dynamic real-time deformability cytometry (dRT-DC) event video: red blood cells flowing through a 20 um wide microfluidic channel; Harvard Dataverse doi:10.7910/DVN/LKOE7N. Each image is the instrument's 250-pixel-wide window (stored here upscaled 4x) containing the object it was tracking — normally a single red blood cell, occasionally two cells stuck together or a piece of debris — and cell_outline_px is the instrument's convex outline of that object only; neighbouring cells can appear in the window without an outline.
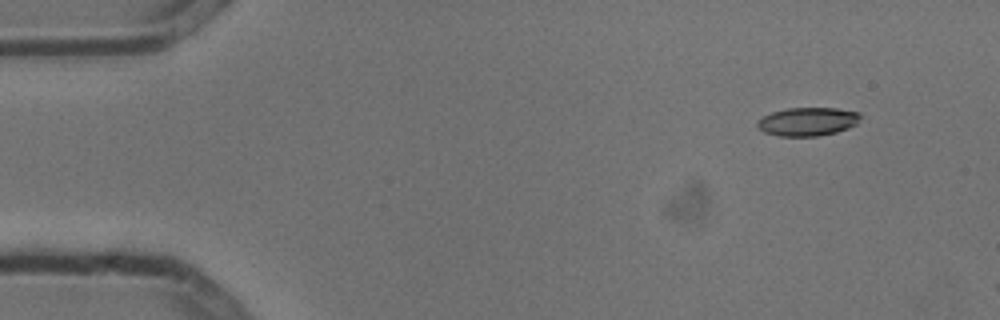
{"species": "common noctule bat (a hibernating species)", "species_latin": "Nyctalus noctula", "temperature_condition": "cold", "stored_images_in_passage": 4, "camera_frame_rate_fps": 3000, "um_per_image_px": 0.085, "animal": {"sex": "male", "body_mass_g": 13.3}, "frame": {"image": 1, "passage_image": 1, "time_ms": 0.0, "image_size_px": [1000, 320], "cell_outline_px": [[860, 116], [856, 124], [848, 128], [836, 132], [816, 136], [780, 136], [764, 132], [756, 124], [764, 116], [772, 112], [788, 108], [836, 108], [860, 112]], "centroid_in_image_um": [68.67, 10.33], "position_along_channel_um": 16.3, "area_um2": 16.88}}